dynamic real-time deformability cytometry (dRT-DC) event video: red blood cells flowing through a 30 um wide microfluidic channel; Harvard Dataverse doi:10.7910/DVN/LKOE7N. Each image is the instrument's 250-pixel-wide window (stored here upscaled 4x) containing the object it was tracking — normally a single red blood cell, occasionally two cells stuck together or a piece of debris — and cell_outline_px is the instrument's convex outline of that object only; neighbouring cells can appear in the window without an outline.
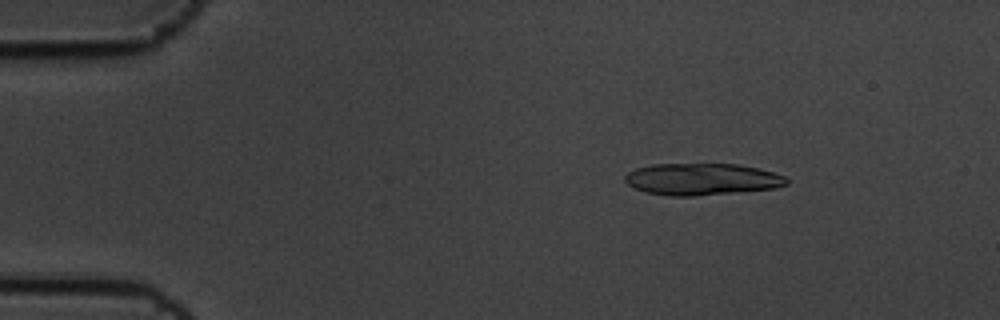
{"species": "common noctule bat (a hibernating species)", "species_latin": "Nyctalus noctula", "temperature_condition": "cold", "stored_images_in_passage": 8, "camera_frame_rate_fps": 3000, "um_per_image_px": 0.085, "animal": {"sex": "male", "body_mass_g": 19.5, "forearm_length_mm": 54.6}, "frame": {"image": 1, "passage_image": 3, "time_ms": 0.667, "image_size_px": [1000, 320], "cell_outline_px": [[788, 184], [776, 188], [696, 196], [668, 196], [644, 192], [628, 184], [624, 180], [624, 176], [628, 172], [636, 168], [652, 164], [740, 164], [760, 168], [784, 176], [788, 180]], "centroid_in_image_um": [59.65, 15.23], "position_along_channel_um": 25.3, "area_um2": 30.11}}
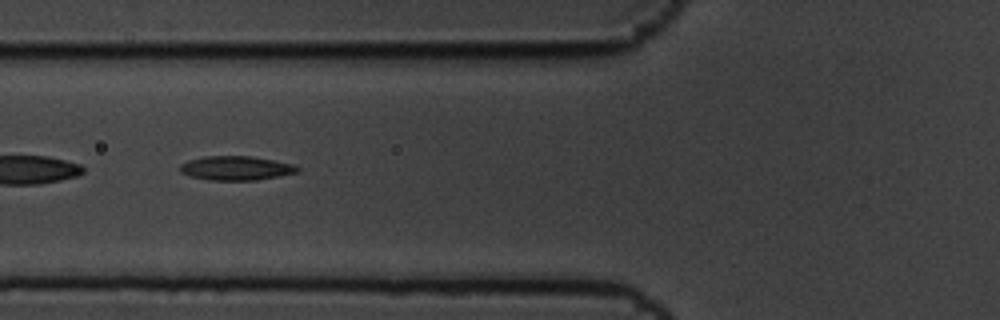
{"frame": {"image": 2, "passage_image": 7, "time_ms": 2.0, "image_size_px": [1000, 320], "cell_outline_px": [[300, 172], [256, 180], [208, 180], [188, 176], [180, 172], [180, 164], [188, 160], [204, 156], [252, 156], [292, 164], [300, 168]], "centroid_in_image_um": [20.03, 14.29], "position_along_channel_um": 105.8, "area_um2": 16.59}}
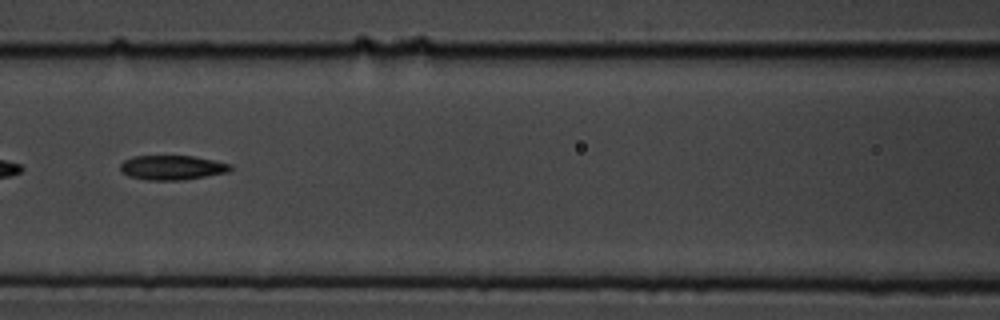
{"frame": {"image": 3, "passage_image": 8, "time_ms": 2.333, "image_size_px": [1000, 320], "cell_outline_px": [[232, 168], [228, 172], [180, 180], [148, 180], [128, 176], [120, 172], [120, 164], [124, 160], [132, 156], [192, 156], [232, 164]], "centroid_in_image_um": [14.58, 14.24], "position_along_channel_um": 152.0, "area_um2": 15.66}}